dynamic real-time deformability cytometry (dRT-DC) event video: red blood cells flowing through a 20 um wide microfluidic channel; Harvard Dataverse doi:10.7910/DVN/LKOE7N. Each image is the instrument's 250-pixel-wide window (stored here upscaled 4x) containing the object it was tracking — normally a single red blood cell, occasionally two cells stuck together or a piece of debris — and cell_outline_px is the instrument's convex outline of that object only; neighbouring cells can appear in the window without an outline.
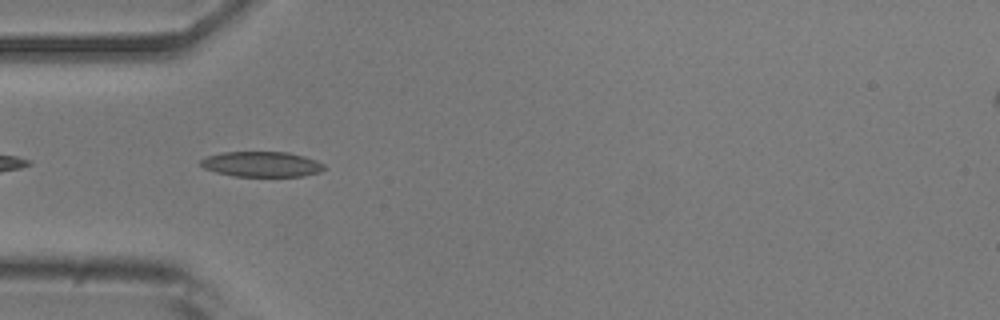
{"species": "common noctule bat (a hibernating species)", "species_latin": "Nyctalus noctula", "temperature_condition": "room temperature", "stored_images_in_passage": 6, "camera_frame_rate_fps": 3000, "um_per_image_px": 0.085, "animal": {"sex": "male", "body_mass_g": 20.5, "forearm_length_mm": 52.5}, "frame": {"image": 1, "passage_image": 3, "time_ms": 0.667, "image_size_px": [1000, 320], "cell_outline_px": [[328, 168], [320, 172], [304, 176], [232, 176], [216, 172], [204, 168], [200, 164], [200, 160], [208, 156], [220, 152], [288, 152], [304, 156], [316, 160], [324, 164]], "centroid_in_image_um": [22.27, 13.96], "position_along_channel_um": 62.7, "area_um2": 18.32}}